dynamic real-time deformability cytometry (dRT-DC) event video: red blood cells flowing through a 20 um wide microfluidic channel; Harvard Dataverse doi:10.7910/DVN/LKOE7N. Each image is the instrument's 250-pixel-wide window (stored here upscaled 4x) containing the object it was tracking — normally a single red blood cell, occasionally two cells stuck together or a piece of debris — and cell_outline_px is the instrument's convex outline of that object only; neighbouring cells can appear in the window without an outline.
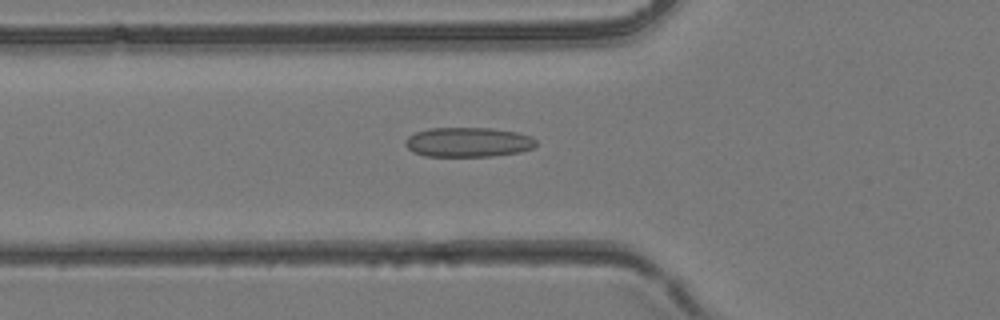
{"species": "common noctule bat (a hibernating species)", "species_latin": "Nyctalus noctula", "temperature_condition": "room temperature", "stored_images_in_passage": 43, "camera_frame_rate_fps": 3000, "um_per_image_px": 0.085, "animal": {"sex": "female", "body_mass_g": 24.6, "forearm_length_mm": 56.2}, "frame": {"image": 1, "passage_image": 15, "time_ms": 4.667, "image_size_px": [1000, 320], "cell_outline_px": [[536, 144], [532, 148], [520, 152], [492, 156], [424, 156], [412, 152], [404, 144], [404, 140], [408, 136], [416, 132], [428, 128], [492, 128], [516, 132], [532, 136], [536, 140]], "centroid_in_image_um": [39.77, 12.08], "position_along_channel_um": 86.0, "area_um2": 22.72}}
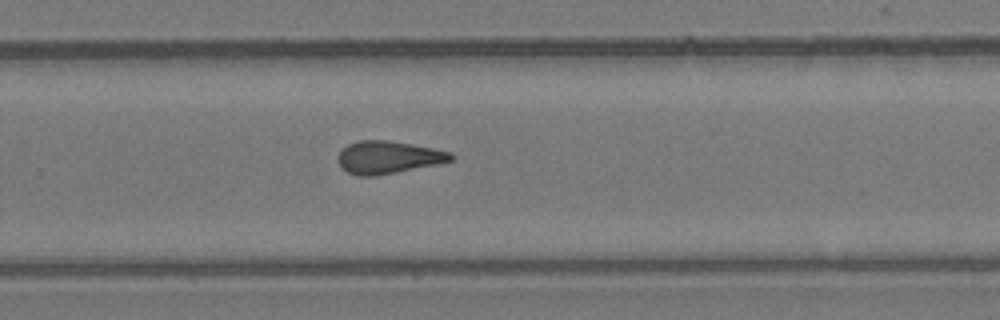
{"frame": {"image": 2, "passage_image": 28, "time_ms": 9.0, "image_size_px": [1000, 320], "cell_outline_px": [[456, 156], [452, 160], [436, 164], [376, 176], [360, 176], [348, 172], [336, 160], [336, 156], [348, 144], [360, 140], [388, 140], [412, 144], [452, 152]], "centroid_in_image_um": [33.0, 13.36], "position_along_channel_um": 296.8, "area_um2": 21.33}}
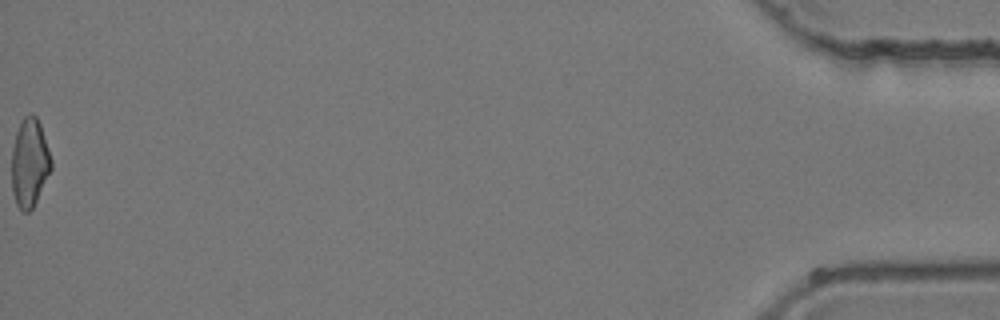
{"frame": {"image": 3, "passage_image": 43, "time_ms": 14.0, "image_size_px": [1000, 320], "cell_outline_px": [[52, 168], [32, 208], [28, 212], [24, 212], [16, 204], [12, 192], [12, 148], [16, 132], [20, 120], [28, 112], [32, 112], [36, 116], [40, 124], [52, 160]], "centroid_in_image_um": [2.5, 13.78], "position_along_channel_um": 432.7, "area_um2": 20.4}}